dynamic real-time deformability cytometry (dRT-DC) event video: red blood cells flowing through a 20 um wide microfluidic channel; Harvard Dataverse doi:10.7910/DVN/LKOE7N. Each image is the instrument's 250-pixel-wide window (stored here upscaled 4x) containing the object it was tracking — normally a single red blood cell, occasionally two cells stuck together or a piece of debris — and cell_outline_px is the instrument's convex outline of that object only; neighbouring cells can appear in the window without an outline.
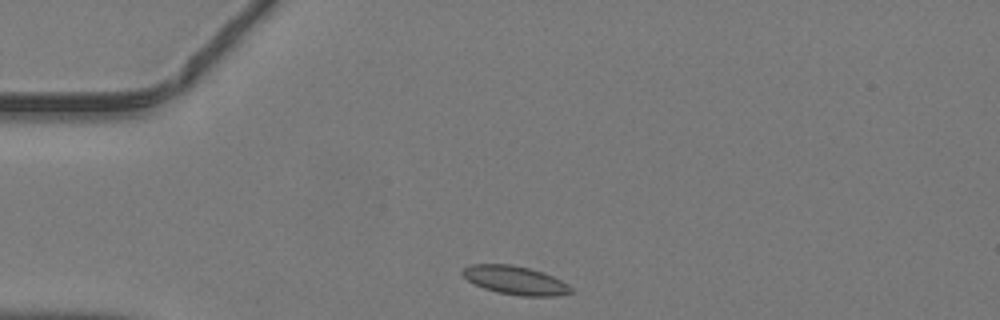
{"species": "common noctule bat (a hibernating species)", "species_latin": "Nyctalus noctula", "temperature_condition": "warm", "stored_images_in_passage": 36, "camera_frame_rate_fps": 3000, "um_per_image_px": 0.085, "animal": {"sex": "male", "body_mass_g": 19.2, "forearm_length_mm": 51.8}, "frame": {"image": 1, "passage_image": 1, "time_ms": 0.0, "image_size_px": [1000, 320], "cell_outline_px": [[576, 292], [556, 296], [520, 296], [496, 292], [484, 288], [468, 280], [460, 272], [464, 268], [472, 264], [512, 264], [528, 268], [552, 276], [568, 284]], "centroid_in_image_um": [43.81, 23.83], "position_along_channel_um": 41.2, "area_um2": 17.98}}
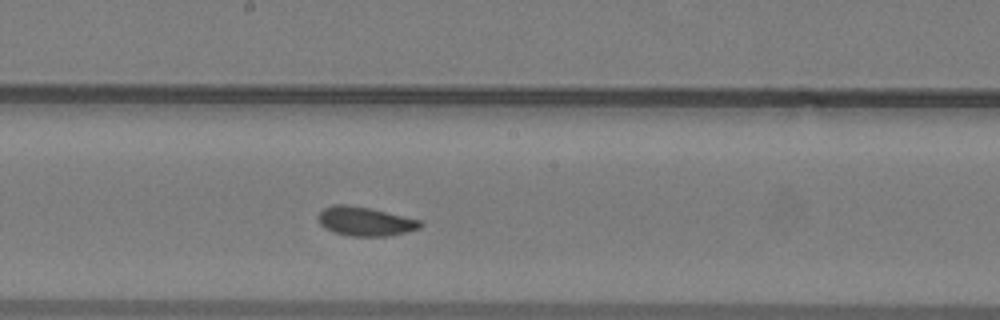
{"frame": {"image": 2, "passage_image": 15, "time_ms": 4.667, "image_size_px": [1000, 320], "cell_outline_px": [[424, 224], [420, 228], [388, 236], [348, 236], [332, 232], [324, 228], [320, 224], [320, 212], [324, 208], [336, 204], [348, 204], [368, 208], [420, 220]], "centroid_in_image_um": [31.02, 18.83], "position_along_channel_um": 217.2, "area_um2": 17.05}}
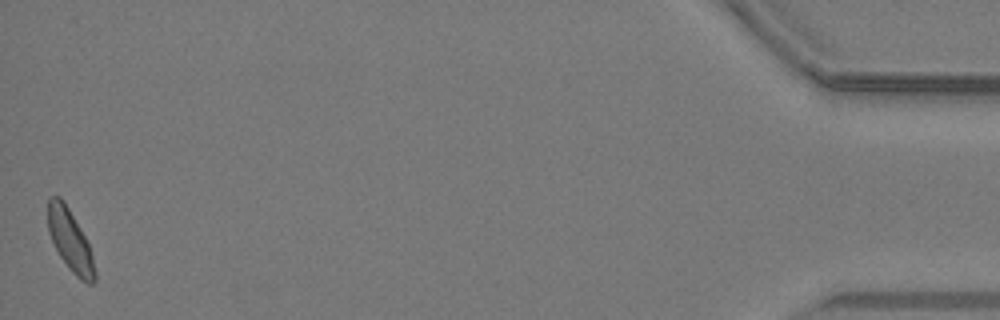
{"frame": {"image": 3, "passage_image": 36, "time_ms": 11.667, "image_size_px": [1000, 320], "cell_outline_px": [[96, 280], [92, 284], [88, 284], [80, 280], [68, 268], [60, 256], [48, 232], [48, 196], [60, 196], [64, 200], [80, 228], [88, 244], [92, 256], [96, 272]], "centroid_in_image_um": [5.96, 20.44], "position_along_channel_um": 429.2, "area_um2": 16.76}}